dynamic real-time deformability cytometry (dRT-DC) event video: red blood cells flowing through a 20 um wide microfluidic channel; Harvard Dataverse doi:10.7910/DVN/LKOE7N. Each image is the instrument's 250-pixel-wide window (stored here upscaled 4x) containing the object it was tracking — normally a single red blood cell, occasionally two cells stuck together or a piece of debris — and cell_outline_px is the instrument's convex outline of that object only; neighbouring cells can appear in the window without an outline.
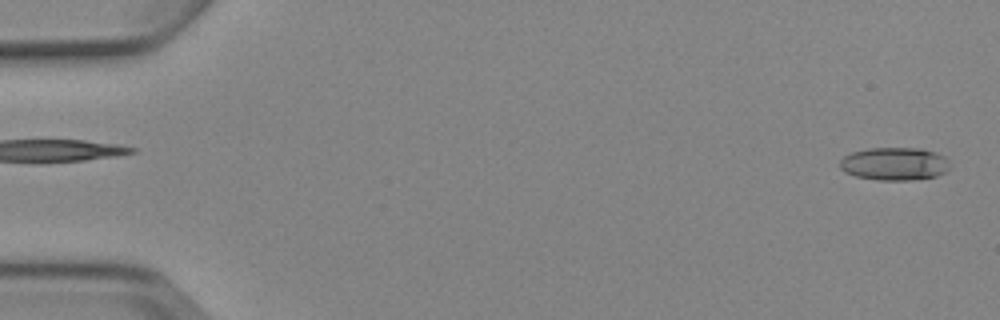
{"species": "Egyptian fruit bat (a non-hibernating species)", "species_latin": "Rousettus aegyptiacus", "temperature_condition": "cold", "stored_images_in_passage": 5, "segment_of_instrument_passage": [2, 2], "camera_frame_rate_fps": 3000, "um_per_image_px": 0.085, "animal": {"sex": "female"}, "frame": {"image": 1, "passage_image": 5, "time_ms": 5.667, "image_size_px": [1000, 320], "cell_outline_px": [[948, 168], [944, 172], [936, 176], [912, 180], [876, 180], [856, 176], [844, 172], [840, 168], [840, 160], [844, 156], [852, 152], [868, 148], [920, 148], [936, 152], [944, 156], [948, 160]], "centroid_in_image_um": [76.01, 13.92], "position_along_channel_um": 9.0, "area_um2": 21.15}}